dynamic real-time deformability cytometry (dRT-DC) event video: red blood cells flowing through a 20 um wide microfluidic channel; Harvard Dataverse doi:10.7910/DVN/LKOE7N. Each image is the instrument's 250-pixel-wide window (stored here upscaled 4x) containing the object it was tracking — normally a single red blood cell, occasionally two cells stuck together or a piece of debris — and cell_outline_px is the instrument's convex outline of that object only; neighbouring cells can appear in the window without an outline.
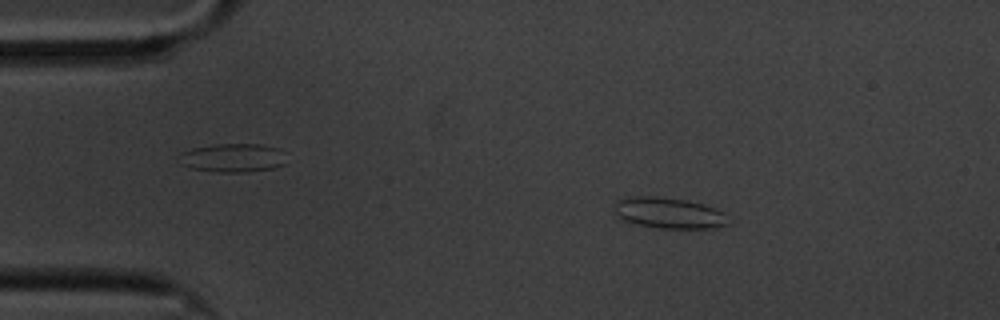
{"species": "common noctule bat (a hibernating species)", "species_latin": "Nyctalus noctula", "temperature_condition": "cold", "stored_images_in_passage": 50, "camera_frame_rate_fps": 3000, "um_per_image_px": 0.085, "animal": {"sex": "male", "body_mass_g": 20.1, "forearm_length_mm": 53.5}, "frame": {"image": 1, "passage_image": 1, "time_ms": 0.0, "image_size_px": [1000, 320], "cell_outline_px": [[732, 220], [728, 224], [716, 228], [660, 228], [640, 224], [624, 220], [616, 216], [616, 200], [624, 196], [656, 196], [688, 200], [704, 204], [724, 212]], "centroid_in_image_um": [56.9, 18.09], "position_along_channel_um": 28.1, "area_um2": 20.75}}
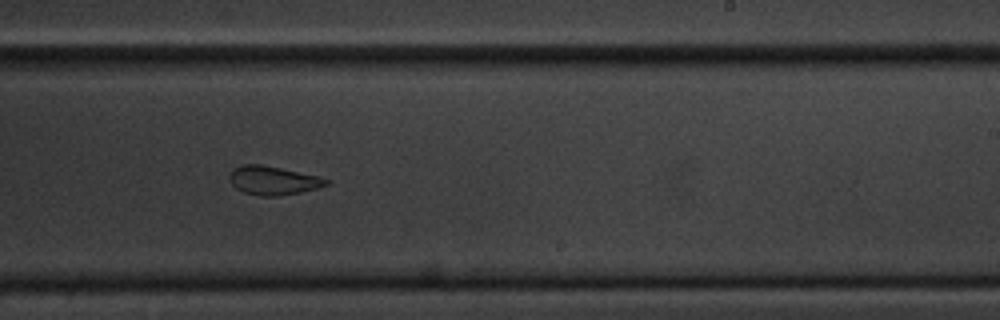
{"frame": {"image": 2, "passage_image": 27, "time_ms": 8.667, "image_size_px": [1000, 320], "cell_outline_px": [[328, 184], [316, 188], [300, 192], [276, 196], [260, 196], [244, 192], [236, 188], [232, 184], [228, 176], [232, 168], [244, 164], [260, 164], [280, 168], [316, 176], [328, 180]], "centroid_in_image_um": [23.14, 15.33], "position_along_channel_um": 265.9, "area_um2": 15.9}}
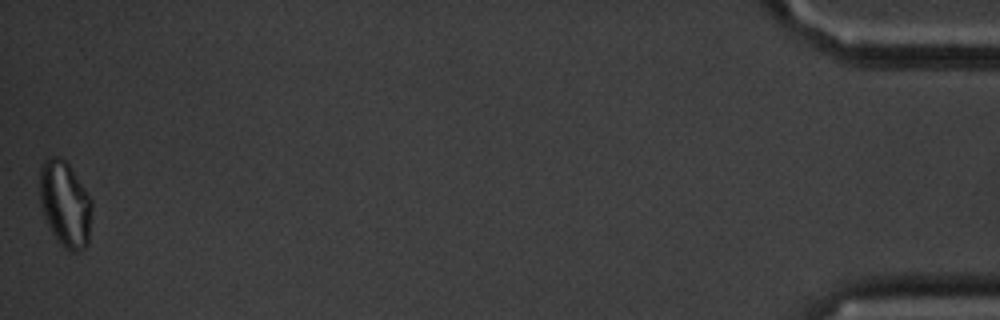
{"frame": {"image": 3, "passage_image": 50, "time_ms": 16.333, "image_size_px": [1000, 320], "cell_outline_px": [[92, 208], [88, 244], [84, 248], [76, 252], [72, 252], [64, 248], [56, 240], [40, 208], [40, 164], [48, 156], [56, 156], [64, 160], [68, 164], [88, 192], [92, 200]], "centroid_in_image_um": [5.53, 17.34], "position_along_channel_um": 429.7, "area_um2": 26.36}, "authors_computed_cell_mechanics": {"area_um2": 17.5712, "velocity_mm_per_s": 3.3588, "shape_relaxation_time_tau1_ms": 4.1079, "shape_relaxation_time_tau2_ms": 1.6532, "deformation_change_tau1": 0.1021, "deformation_change_tau2": 0.0804}}